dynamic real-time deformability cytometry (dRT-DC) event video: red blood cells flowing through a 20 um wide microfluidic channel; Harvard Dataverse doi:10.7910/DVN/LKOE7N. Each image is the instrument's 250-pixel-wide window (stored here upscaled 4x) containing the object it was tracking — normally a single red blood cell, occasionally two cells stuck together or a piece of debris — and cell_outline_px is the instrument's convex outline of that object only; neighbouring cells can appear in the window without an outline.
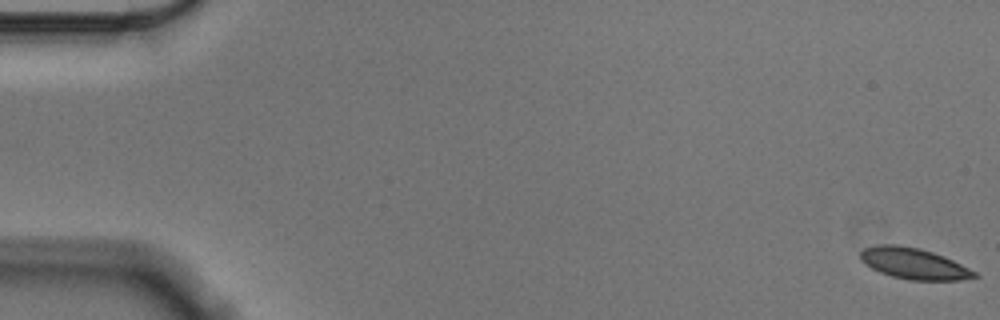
{"species": "Egyptian fruit bat (a non-hibernating species)", "species_latin": "Rousettus aegyptiacus", "temperature_condition": "cold", "stored_images_in_passage": 57, "camera_frame_rate_fps": 3000, "um_per_image_px": 0.085, "animal": {"sex": "male"}, "frame": {"image": 1, "passage_image": 1, "time_ms": 0.0, "image_size_px": [1000, 320], "cell_outline_px": [[980, 276], [960, 280], [908, 280], [892, 276], [880, 272], [864, 264], [860, 260], [860, 252], [864, 248], [876, 244], [896, 244], [920, 248], [944, 256], [976, 272]], "centroid_in_image_um": [77.64, 22.39], "position_along_channel_um": 7.4, "area_um2": 20.69}}
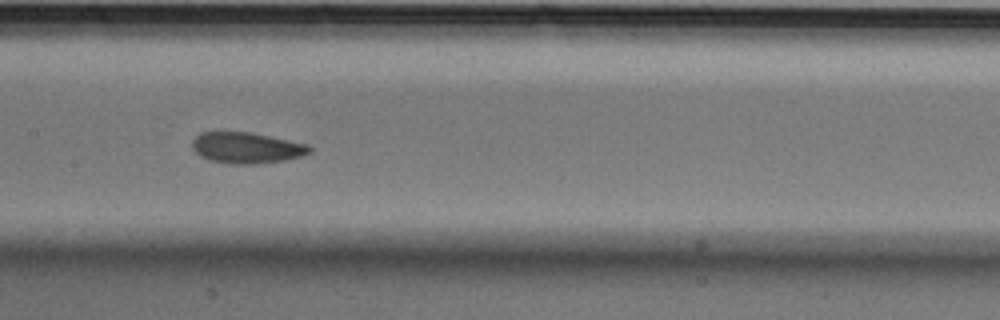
{"frame": {"image": 2, "passage_image": 29, "time_ms": 9.333, "image_size_px": [1000, 320], "cell_outline_px": [[312, 152], [300, 156], [284, 160], [256, 164], [228, 164], [208, 160], [200, 156], [192, 148], [192, 140], [200, 132], [248, 132], [308, 144], [312, 148]], "centroid_in_image_um": [20.93, 12.57], "position_along_channel_um": 186.5, "area_um2": 21.21}}
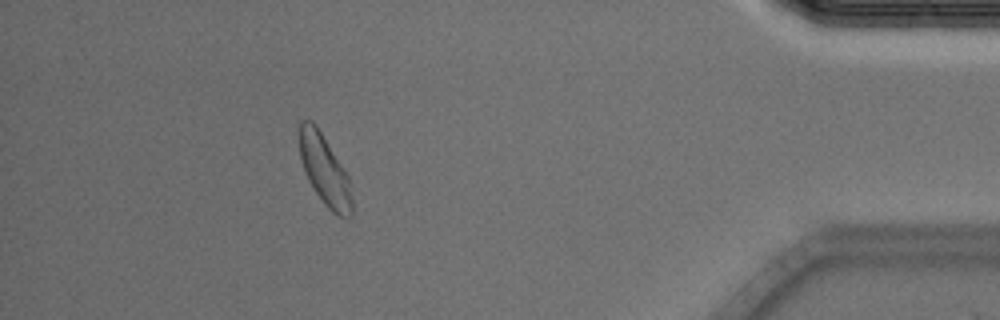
{"frame": {"image": 3, "passage_image": 52, "time_ms": 17.0, "image_size_px": [1000, 320], "cell_outline_px": [[352, 216], [336, 216], [324, 204], [308, 180], [300, 156], [296, 136], [300, 120], [312, 120], [316, 124], [348, 176], [352, 200]], "centroid_in_image_um": [27.54, 14.4], "position_along_channel_um": 407.7, "area_um2": 21.56}, "authors_computed_cell_mechanics": {"area_um2": 21.2704, "velocity_mm_per_s": 3.5205, "shape_relaxation_time_tau1_ms": 5.8843, "shape_relaxation_time_tau2_ms": 2.6638, "deformation_change_tau1": 0.1138, "deformation_change_tau2": 0.0672}}